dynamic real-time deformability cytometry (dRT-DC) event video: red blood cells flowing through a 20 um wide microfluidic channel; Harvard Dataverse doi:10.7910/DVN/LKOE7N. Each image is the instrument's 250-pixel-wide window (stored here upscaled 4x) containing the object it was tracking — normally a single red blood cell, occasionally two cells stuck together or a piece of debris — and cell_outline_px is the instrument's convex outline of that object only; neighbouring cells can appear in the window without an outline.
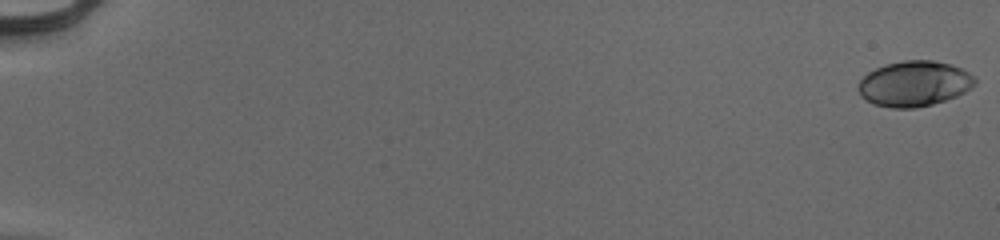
{"species": "human", "species_latin": "Homo sapiens", "temperature_condition": "cold", "stored_images_in_passage": 55, "camera_frame_rate_fps": 3000, "um_per_image_px": 0.085, "donor": {"sex": "male"}, "frame": {"image": 1, "passage_image": 1, "time_ms": 0.0, "image_size_px": [1000, 240], "cell_outline_px": [[976, 84], [972, 88], [956, 96], [932, 104], [916, 108], [892, 108], [876, 104], [860, 96], [856, 88], [860, 80], [868, 72], [884, 64], [904, 60], [932, 60], [952, 64], [976, 76]], "centroid_in_image_um": [77.72, 7.1], "position_along_channel_um": 7.3, "area_um2": 31.04}}
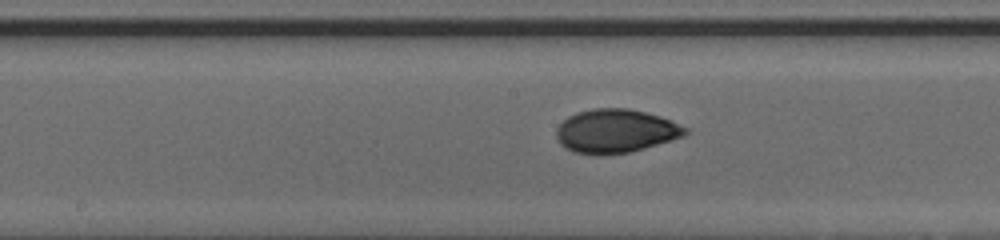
{"frame": {"image": 2, "passage_image": 31, "time_ms": 10.0, "image_size_px": [1000, 240], "cell_outline_px": [[688, 132], [684, 136], [672, 140], [644, 148], [628, 152], [600, 156], [576, 152], [564, 148], [560, 144], [556, 136], [556, 128], [568, 116], [576, 112], [592, 108], [628, 108], [660, 116], [672, 120], [688, 128]], "centroid_in_image_um": [52.32, 11.14], "position_along_channel_um": 195.9, "area_um2": 33.0}}
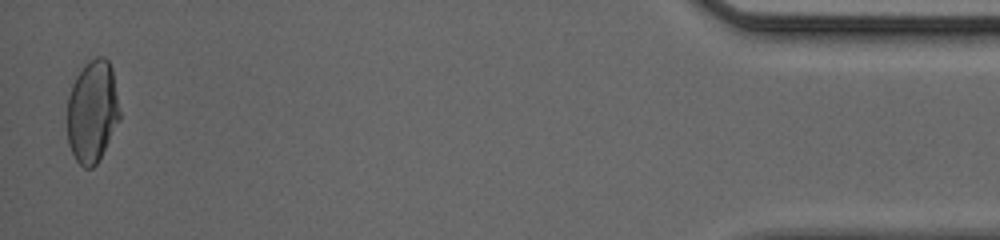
{"frame": {"image": 3, "passage_image": 54, "time_ms": 17.667, "image_size_px": [1000, 240], "cell_outline_px": [[120, 120], [96, 164], [92, 168], [84, 168], [76, 160], [68, 144], [68, 96], [72, 84], [76, 76], [84, 64], [96, 56], [104, 56], [108, 60], [112, 68], [120, 112]], "centroid_in_image_um": [7.85, 9.45], "position_along_channel_um": 427.4, "area_um2": 31.27}, "authors_computed_cell_mechanics": {"area_um2": 31.0964, "velocity_mm_per_s": 4.0035, "shape_relaxation_time_tau1_ms": 7.5154, "shape_relaxation_time_tau2_ms": 0.9345, "deformation_change_tau1": 0.2102, "deformation_change_tau2": 0.0447}}